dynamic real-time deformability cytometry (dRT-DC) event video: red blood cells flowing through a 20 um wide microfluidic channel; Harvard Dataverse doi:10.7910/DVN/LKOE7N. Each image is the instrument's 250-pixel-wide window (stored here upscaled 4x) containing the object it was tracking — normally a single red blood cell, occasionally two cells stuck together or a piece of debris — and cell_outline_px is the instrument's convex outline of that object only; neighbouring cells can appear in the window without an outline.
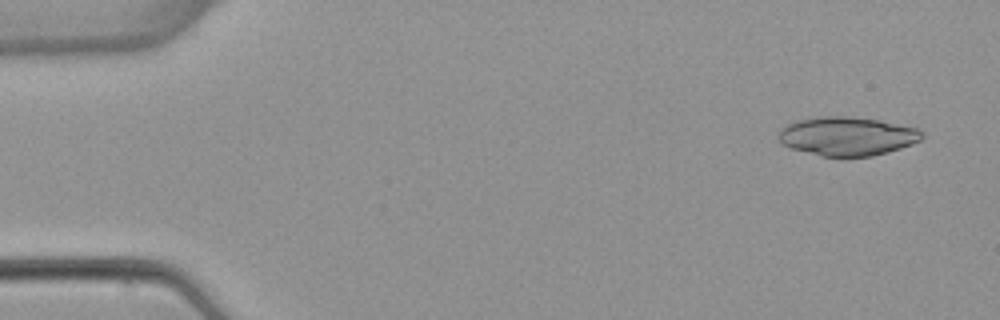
{"species": "common noctule bat (a hibernating species)", "species_latin": "Nyctalus noctula", "temperature_condition": "warm", "stored_images_in_passage": 4, "camera_frame_rate_fps": 3000, "um_per_image_px": 0.085, "animal": {"sex": "female", "body_mass_g": 22.7, "forearm_length_mm": 54.2}, "frame": {"image": 1, "passage_image": 1, "time_ms": 0.0, "image_size_px": [1000, 320], "cell_outline_px": [[924, 136], [920, 140], [912, 144], [888, 152], [872, 156], [844, 160], [820, 156], [792, 148], [784, 144], [776, 136], [780, 128], [788, 124], [800, 120], [820, 116], [844, 116], [880, 120], [916, 128], [924, 132]], "centroid_in_image_um": [72.01, 11.61], "position_along_channel_um": 13.0, "area_um2": 33.0}}